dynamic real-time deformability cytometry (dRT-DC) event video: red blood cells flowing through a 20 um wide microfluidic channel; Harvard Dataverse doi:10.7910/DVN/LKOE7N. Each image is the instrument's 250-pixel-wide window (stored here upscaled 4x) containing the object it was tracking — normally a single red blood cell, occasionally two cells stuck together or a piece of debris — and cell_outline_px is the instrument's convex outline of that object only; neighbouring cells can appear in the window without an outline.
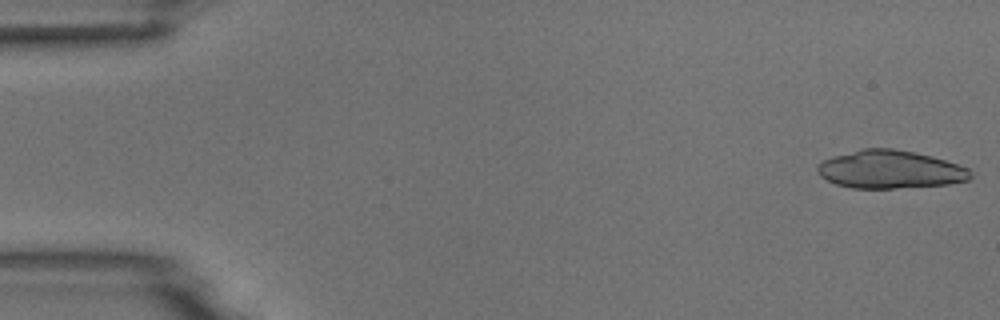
{"species": "common noctule bat (a hibernating species)", "species_latin": "Nyctalus noctula", "temperature_condition": "room temperature", "stored_images_in_passage": 4, "camera_frame_rate_fps": 3000, "um_per_image_px": 0.085, "animal": {"sex": "male", "body_mass_g": 18.8}, "frame": {"image": 1, "passage_image": 1, "time_ms": 0.0, "image_size_px": [1000, 320], "cell_outline_px": [[972, 176], [968, 180], [948, 184], [892, 188], [852, 188], [836, 184], [820, 176], [816, 172], [816, 168], [824, 160], [832, 156], [864, 148], [892, 148], [932, 156], [968, 168], [972, 172]], "centroid_in_image_um": [75.64, 14.4], "position_along_channel_um": 9.4, "area_um2": 33.7}}